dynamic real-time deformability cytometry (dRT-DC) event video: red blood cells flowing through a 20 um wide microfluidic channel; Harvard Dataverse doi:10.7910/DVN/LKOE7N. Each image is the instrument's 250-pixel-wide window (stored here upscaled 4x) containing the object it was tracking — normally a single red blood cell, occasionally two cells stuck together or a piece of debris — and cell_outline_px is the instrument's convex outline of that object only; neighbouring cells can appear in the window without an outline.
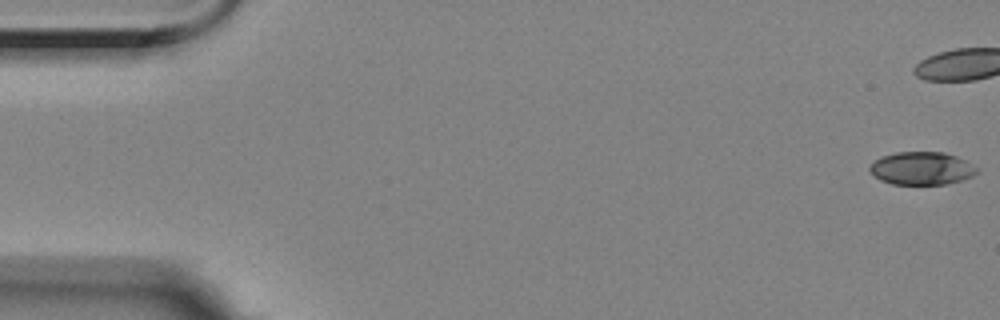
{"species": "Egyptian fruit bat (a non-hibernating species)", "species_latin": "Rousettus aegyptiacus", "temperature_condition": "room temperature", "stored_images_in_passage": 44, "camera_frame_rate_fps": 3000, "um_per_image_px": 0.085, "animal": {"sex": "female"}, "frame": {"image": 1, "passage_image": 1, "time_ms": 0.0, "image_size_px": [1000, 320], "cell_outline_px": [[980, 172], [972, 176], [960, 180], [944, 184], [892, 184], [880, 180], [868, 168], [880, 156], [896, 152], [944, 152], [956, 156], [964, 160], [976, 168]], "centroid_in_image_um": [78.34, 14.3], "position_along_channel_um": 6.7, "area_um2": 20.35}}
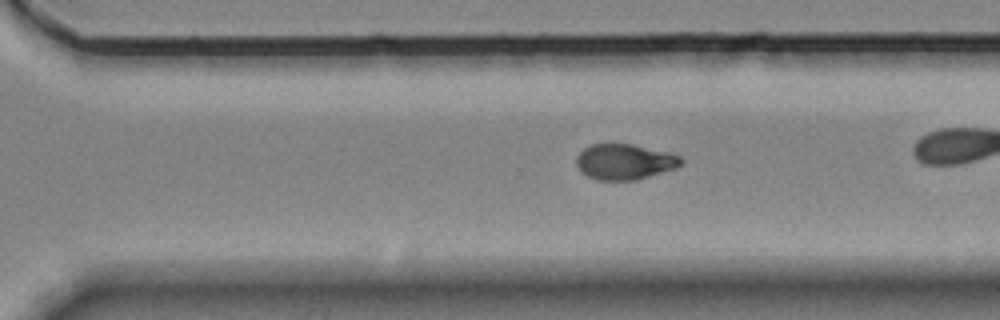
{"frame": {"image": 2, "passage_image": 39, "time_ms": 12.667, "image_size_px": [1000, 320], "cell_outline_px": [[684, 164], [676, 168], [636, 180], [596, 180], [588, 176], [576, 164], [576, 156], [584, 148], [592, 144], [632, 144], [668, 152], [680, 156], [684, 160]], "centroid_in_image_um": [53.13, 13.75], "position_along_channel_um": 317.5, "area_um2": 21.68}}